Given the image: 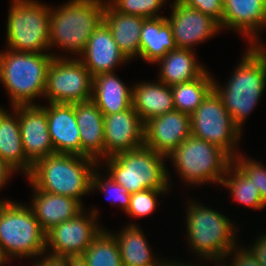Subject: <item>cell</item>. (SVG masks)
Listing matches in <instances>:
<instances>
[{
	"label": "cell",
	"instance_id": "obj_30",
	"mask_svg": "<svg viewBox=\"0 0 266 266\" xmlns=\"http://www.w3.org/2000/svg\"><path fill=\"white\" fill-rule=\"evenodd\" d=\"M221 184L229 188L235 202L258 210L266 207L259 190L233 162L228 167Z\"/></svg>",
	"mask_w": 266,
	"mask_h": 266
},
{
	"label": "cell",
	"instance_id": "obj_14",
	"mask_svg": "<svg viewBox=\"0 0 266 266\" xmlns=\"http://www.w3.org/2000/svg\"><path fill=\"white\" fill-rule=\"evenodd\" d=\"M144 146L168 157L191 135V116L178 110L144 122Z\"/></svg>",
	"mask_w": 266,
	"mask_h": 266
},
{
	"label": "cell",
	"instance_id": "obj_3",
	"mask_svg": "<svg viewBox=\"0 0 266 266\" xmlns=\"http://www.w3.org/2000/svg\"><path fill=\"white\" fill-rule=\"evenodd\" d=\"M7 50L0 52V81L9 93L10 105H36L35 97H44L51 61L64 56Z\"/></svg>",
	"mask_w": 266,
	"mask_h": 266
},
{
	"label": "cell",
	"instance_id": "obj_28",
	"mask_svg": "<svg viewBox=\"0 0 266 266\" xmlns=\"http://www.w3.org/2000/svg\"><path fill=\"white\" fill-rule=\"evenodd\" d=\"M139 227L129 223L120 233H112L118 241L123 266H164L165 260L155 259L147 237Z\"/></svg>",
	"mask_w": 266,
	"mask_h": 266
},
{
	"label": "cell",
	"instance_id": "obj_8",
	"mask_svg": "<svg viewBox=\"0 0 266 266\" xmlns=\"http://www.w3.org/2000/svg\"><path fill=\"white\" fill-rule=\"evenodd\" d=\"M167 158L189 185L221 184L233 158L219 146L190 135Z\"/></svg>",
	"mask_w": 266,
	"mask_h": 266
},
{
	"label": "cell",
	"instance_id": "obj_20",
	"mask_svg": "<svg viewBox=\"0 0 266 266\" xmlns=\"http://www.w3.org/2000/svg\"><path fill=\"white\" fill-rule=\"evenodd\" d=\"M34 194L29 205L40 224L48 232L52 227L75 218L84 210L83 203L68 196L51 194L33 189Z\"/></svg>",
	"mask_w": 266,
	"mask_h": 266
},
{
	"label": "cell",
	"instance_id": "obj_1",
	"mask_svg": "<svg viewBox=\"0 0 266 266\" xmlns=\"http://www.w3.org/2000/svg\"><path fill=\"white\" fill-rule=\"evenodd\" d=\"M239 63L225 87L214 79V90L221 97L233 123L242 131L243 123L266 88L265 46H248Z\"/></svg>",
	"mask_w": 266,
	"mask_h": 266
},
{
	"label": "cell",
	"instance_id": "obj_18",
	"mask_svg": "<svg viewBox=\"0 0 266 266\" xmlns=\"http://www.w3.org/2000/svg\"><path fill=\"white\" fill-rule=\"evenodd\" d=\"M80 56L78 58L93 77L114 72L117 66L129 61L120 51L109 27L103 21L90 36Z\"/></svg>",
	"mask_w": 266,
	"mask_h": 266
},
{
	"label": "cell",
	"instance_id": "obj_42",
	"mask_svg": "<svg viewBox=\"0 0 266 266\" xmlns=\"http://www.w3.org/2000/svg\"><path fill=\"white\" fill-rule=\"evenodd\" d=\"M181 262L182 261H180V263H179V261H178V263H177L176 260L175 261L174 260L168 261L166 259L164 262V266H198L196 263L195 264H193V263L188 264V262L187 263H184V262L181 263ZM217 266H219V265H217Z\"/></svg>",
	"mask_w": 266,
	"mask_h": 266
},
{
	"label": "cell",
	"instance_id": "obj_11",
	"mask_svg": "<svg viewBox=\"0 0 266 266\" xmlns=\"http://www.w3.org/2000/svg\"><path fill=\"white\" fill-rule=\"evenodd\" d=\"M93 76L78 58L54 57L47 71L44 98L48 103L73 104L92 98Z\"/></svg>",
	"mask_w": 266,
	"mask_h": 266
},
{
	"label": "cell",
	"instance_id": "obj_23",
	"mask_svg": "<svg viewBox=\"0 0 266 266\" xmlns=\"http://www.w3.org/2000/svg\"><path fill=\"white\" fill-rule=\"evenodd\" d=\"M146 18L116 11L107 1L103 22L109 27L117 46L130 61L140 56L141 28Z\"/></svg>",
	"mask_w": 266,
	"mask_h": 266
},
{
	"label": "cell",
	"instance_id": "obj_36",
	"mask_svg": "<svg viewBox=\"0 0 266 266\" xmlns=\"http://www.w3.org/2000/svg\"><path fill=\"white\" fill-rule=\"evenodd\" d=\"M178 2L195 8L205 15L212 17L219 24L223 17V3L221 0H177Z\"/></svg>",
	"mask_w": 266,
	"mask_h": 266
},
{
	"label": "cell",
	"instance_id": "obj_12",
	"mask_svg": "<svg viewBox=\"0 0 266 266\" xmlns=\"http://www.w3.org/2000/svg\"><path fill=\"white\" fill-rule=\"evenodd\" d=\"M98 213L95 208L88 211V214L83 210L75 218L52 227L46 232V253L51 252L45 256L61 259L82 256L94 238L103 230L97 224Z\"/></svg>",
	"mask_w": 266,
	"mask_h": 266
},
{
	"label": "cell",
	"instance_id": "obj_34",
	"mask_svg": "<svg viewBox=\"0 0 266 266\" xmlns=\"http://www.w3.org/2000/svg\"><path fill=\"white\" fill-rule=\"evenodd\" d=\"M168 190L170 189H145L132 193L126 213L137 218L150 215L160 204L157 201L158 195H162Z\"/></svg>",
	"mask_w": 266,
	"mask_h": 266
},
{
	"label": "cell",
	"instance_id": "obj_13",
	"mask_svg": "<svg viewBox=\"0 0 266 266\" xmlns=\"http://www.w3.org/2000/svg\"><path fill=\"white\" fill-rule=\"evenodd\" d=\"M171 8L172 12L166 19L171 25L177 48L194 50V45L205 42L221 30L219 23L212 17L177 0H174Z\"/></svg>",
	"mask_w": 266,
	"mask_h": 266
},
{
	"label": "cell",
	"instance_id": "obj_33",
	"mask_svg": "<svg viewBox=\"0 0 266 266\" xmlns=\"http://www.w3.org/2000/svg\"><path fill=\"white\" fill-rule=\"evenodd\" d=\"M97 168L94 170L92 174V183H91V192L93 190L101 191L106 194V196L111 197V203H119V207L122 209V211H127L131 194L128 193L127 189L125 187H122L120 184H117L111 177L108 175L107 178H101V175H99L96 172Z\"/></svg>",
	"mask_w": 266,
	"mask_h": 266
},
{
	"label": "cell",
	"instance_id": "obj_25",
	"mask_svg": "<svg viewBox=\"0 0 266 266\" xmlns=\"http://www.w3.org/2000/svg\"><path fill=\"white\" fill-rule=\"evenodd\" d=\"M156 82L142 81L132 87V107L143 123L175 110L171 87L160 80Z\"/></svg>",
	"mask_w": 266,
	"mask_h": 266
},
{
	"label": "cell",
	"instance_id": "obj_10",
	"mask_svg": "<svg viewBox=\"0 0 266 266\" xmlns=\"http://www.w3.org/2000/svg\"><path fill=\"white\" fill-rule=\"evenodd\" d=\"M241 132L214 89L191 115V135L219 146L232 158L239 154Z\"/></svg>",
	"mask_w": 266,
	"mask_h": 266
},
{
	"label": "cell",
	"instance_id": "obj_40",
	"mask_svg": "<svg viewBox=\"0 0 266 266\" xmlns=\"http://www.w3.org/2000/svg\"><path fill=\"white\" fill-rule=\"evenodd\" d=\"M38 266H68V263L61 258H52L48 256H43L38 259Z\"/></svg>",
	"mask_w": 266,
	"mask_h": 266
},
{
	"label": "cell",
	"instance_id": "obj_9",
	"mask_svg": "<svg viewBox=\"0 0 266 266\" xmlns=\"http://www.w3.org/2000/svg\"><path fill=\"white\" fill-rule=\"evenodd\" d=\"M7 27V48L19 52L46 53L49 44L50 6L36 0H13Z\"/></svg>",
	"mask_w": 266,
	"mask_h": 266
},
{
	"label": "cell",
	"instance_id": "obj_6",
	"mask_svg": "<svg viewBox=\"0 0 266 266\" xmlns=\"http://www.w3.org/2000/svg\"><path fill=\"white\" fill-rule=\"evenodd\" d=\"M0 247L10 260L15 257L42 258L46 254V232L30 206L8 199L1 202Z\"/></svg>",
	"mask_w": 266,
	"mask_h": 266
},
{
	"label": "cell",
	"instance_id": "obj_27",
	"mask_svg": "<svg viewBox=\"0 0 266 266\" xmlns=\"http://www.w3.org/2000/svg\"><path fill=\"white\" fill-rule=\"evenodd\" d=\"M177 49L172 28L166 17L147 18L141 28L140 56L144 61L156 64L171 50Z\"/></svg>",
	"mask_w": 266,
	"mask_h": 266
},
{
	"label": "cell",
	"instance_id": "obj_41",
	"mask_svg": "<svg viewBox=\"0 0 266 266\" xmlns=\"http://www.w3.org/2000/svg\"><path fill=\"white\" fill-rule=\"evenodd\" d=\"M64 260L68 263V266H88L82 256L67 257Z\"/></svg>",
	"mask_w": 266,
	"mask_h": 266
},
{
	"label": "cell",
	"instance_id": "obj_39",
	"mask_svg": "<svg viewBox=\"0 0 266 266\" xmlns=\"http://www.w3.org/2000/svg\"><path fill=\"white\" fill-rule=\"evenodd\" d=\"M15 171L0 159V190L4 188Z\"/></svg>",
	"mask_w": 266,
	"mask_h": 266
},
{
	"label": "cell",
	"instance_id": "obj_22",
	"mask_svg": "<svg viewBox=\"0 0 266 266\" xmlns=\"http://www.w3.org/2000/svg\"><path fill=\"white\" fill-rule=\"evenodd\" d=\"M12 111L9 113L0 107V159L15 172L20 170L28 176L33 164L27 159L22 145L19 105L12 107Z\"/></svg>",
	"mask_w": 266,
	"mask_h": 266
},
{
	"label": "cell",
	"instance_id": "obj_29",
	"mask_svg": "<svg viewBox=\"0 0 266 266\" xmlns=\"http://www.w3.org/2000/svg\"><path fill=\"white\" fill-rule=\"evenodd\" d=\"M213 78L206 70L197 79L171 86L175 110L191 116L214 89Z\"/></svg>",
	"mask_w": 266,
	"mask_h": 266
},
{
	"label": "cell",
	"instance_id": "obj_16",
	"mask_svg": "<svg viewBox=\"0 0 266 266\" xmlns=\"http://www.w3.org/2000/svg\"><path fill=\"white\" fill-rule=\"evenodd\" d=\"M19 126L25 155L33 165L55 153L48 131L47 111L39 103L19 105Z\"/></svg>",
	"mask_w": 266,
	"mask_h": 266
},
{
	"label": "cell",
	"instance_id": "obj_35",
	"mask_svg": "<svg viewBox=\"0 0 266 266\" xmlns=\"http://www.w3.org/2000/svg\"><path fill=\"white\" fill-rule=\"evenodd\" d=\"M241 154L239 152L232 162L252 181L266 204V166L252 158L243 157Z\"/></svg>",
	"mask_w": 266,
	"mask_h": 266
},
{
	"label": "cell",
	"instance_id": "obj_5",
	"mask_svg": "<svg viewBox=\"0 0 266 266\" xmlns=\"http://www.w3.org/2000/svg\"><path fill=\"white\" fill-rule=\"evenodd\" d=\"M190 203V204H189ZM186 232L189 247L204 260L223 262L227 252L237 245V228L217 210L188 201Z\"/></svg>",
	"mask_w": 266,
	"mask_h": 266
},
{
	"label": "cell",
	"instance_id": "obj_26",
	"mask_svg": "<svg viewBox=\"0 0 266 266\" xmlns=\"http://www.w3.org/2000/svg\"><path fill=\"white\" fill-rule=\"evenodd\" d=\"M197 60L192 49L171 50L156 62L161 64L157 80L171 87L197 79L206 71Z\"/></svg>",
	"mask_w": 266,
	"mask_h": 266
},
{
	"label": "cell",
	"instance_id": "obj_2",
	"mask_svg": "<svg viewBox=\"0 0 266 266\" xmlns=\"http://www.w3.org/2000/svg\"><path fill=\"white\" fill-rule=\"evenodd\" d=\"M99 165L90 157L54 153L38 160L27 179L36 190L68 196L82 203V196L91 191L92 174Z\"/></svg>",
	"mask_w": 266,
	"mask_h": 266
},
{
	"label": "cell",
	"instance_id": "obj_24",
	"mask_svg": "<svg viewBox=\"0 0 266 266\" xmlns=\"http://www.w3.org/2000/svg\"><path fill=\"white\" fill-rule=\"evenodd\" d=\"M92 102L103 115L122 112L132 106V87H128L115 72L93 77Z\"/></svg>",
	"mask_w": 266,
	"mask_h": 266
},
{
	"label": "cell",
	"instance_id": "obj_32",
	"mask_svg": "<svg viewBox=\"0 0 266 266\" xmlns=\"http://www.w3.org/2000/svg\"><path fill=\"white\" fill-rule=\"evenodd\" d=\"M167 0H108L118 12L126 15H137L144 18L162 17L158 12Z\"/></svg>",
	"mask_w": 266,
	"mask_h": 266
},
{
	"label": "cell",
	"instance_id": "obj_21",
	"mask_svg": "<svg viewBox=\"0 0 266 266\" xmlns=\"http://www.w3.org/2000/svg\"><path fill=\"white\" fill-rule=\"evenodd\" d=\"M77 126L81 140V156L90 157L98 163L105 158L104 115L92 102L74 103Z\"/></svg>",
	"mask_w": 266,
	"mask_h": 266
},
{
	"label": "cell",
	"instance_id": "obj_4",
	"mask_svg": "<svg viewBox=\"0 0 266 266\" xmlns=\"http://www.w3.org/2000/svg\"><path fill=\"white\" fill-rule=\"evenodd\" d=\"M105 4V0H69L57 8L50 6V49L60 47L80 57L90 36L103 21Z\"/></svg>",
	"mask_w": 266,
	"mask_h": 266
},
{
	"label": "cell",
	"instance_id": "obj_43",
	"mask_svg": "<svg viewBox=\"0 0 266 266\" xmlns=\"http://www.w3.org/2000/svg\"><path fill=\"white\" fill-rule=\"evenodd\" d=\"M9 259H7L5 257V255L3 254L2 250H1V247H0V266H3L4 264H6V262L8 261Z\"/></svg>",
	"mask_w": 266,
	"mask_h": 266
},
{
	"label": "cell",
	"instance_id": "obj_44",
	"mask_svg": "<svg viewBox=\"0 0 266 266\" xmlns=\"http://www.w3.org/2000/svg\"><path fill=\"white\" fill-rule=\"evenodd\" d=\"M34 266H38V262H37V259L35 261V263L33 264Z\"/></svg>",
	"mask_w": 266,
	"mask_h": 266
},
{
	"label": "cell",
	"instance_id": "obj_37",
	"mask_svg": "<svg viewBox=\"0 0 266 266\" xmlns=\"http://www.w3.org/2000/svg\"><path fill=\"white\" fill-rule=\"evenodd\" d=\"M239 247L240 245L232 247L225 255L227 258V256H230V254L233 253V263H229L228 265L219 264V266H262L248 249Z\"/></svg>",
	"mask_w": 266,
	"mask_h": 266
},
{
	"label": "cell",
	"instance_id": "obj_17",
	"mask_svg": "<svg viewBox=\"0 0 266 266\" xmlns=\"http://www.w3.org/2000/svg\"><path fill=\"white\" fill-rule=\"evenodd\" d=\"M219 25L223 30L232 29L247 35L249 46L263 45L259 42L258 33L266 26V0H226Z\"/></svg>",
	"mask_w": 266,
	"mask_h": 266
},
{
	"label": "cell",
	"instance_id": "obj_38",
	"mask_svg": "<svg viewBox=\"0 0 266 266\" xmlns=\"http://www.w3.org/2000/svg\"><path fill=\"white\" fill-rule=\"evenodd\" d=\"M248 250L262 266H266V233H261L257 241L255 239V243L251 247H248Z\"/></svg>",
	"mask_w": 266,
	"mask_h": 266
},
{
	"label": "cell",
	"instance_id": "obj_15",
	"mask_svg": "<svg viewBox=\"0 0 266 266\" xmlns=\"http://www.w3.org/2000/svg\"><path fill=\"white\" fill-rule=\"evenodd\" d=\"M105 158L144 146V123L131 106L110 115H104Z\"/></svg>",
	"mask_w": 266,
	"mask_h": 266
},
{
	"label": "cell",
	"instance_id": "obj_7",
	"mask_svg": "<svg viewBox=\"0 0 266 266\" xmlns=\"http://www.w3.org/2000/svg\"><path fill=\"white\" fill-rule=\"evenodd\" d=\"M166 158L142 146L104 160L107 163V175L132 194L145 189H170L169 171L164 164Z\"/></svg>",
	"mask_w": 266,
	"mask_h": 266
},
{
	"label": "cell",
	"instance_id": "obj_31",
	"mask_svg": "<svg viewBox=\"0 0 266 266\" xmlns=\"http://www.w3.org/2000/svg\"><path fill=\"white\" fill-rule=\"evenodd\" d=\"M88 266H123L118 241L103 229L82 254Z\"/></svg>",
	"mask_w": 266,
	"mask_h": 266
},
{
	"label": "cell",
	"instance_id": "obj_19",
	"mask_svg": "<svg viewBox=\"0 0 266 266\" xmlns=\"http://www.w3.org/2000/svg\"><path fill=\"white\" fill-rule=\"evenodd\" d=\"M47 111L50 139L55 153L81 156V140L73 104L49 103Z\"/></svg>",
	"mask_w": 266,
	"mask_h": 266
}]
</instances>
